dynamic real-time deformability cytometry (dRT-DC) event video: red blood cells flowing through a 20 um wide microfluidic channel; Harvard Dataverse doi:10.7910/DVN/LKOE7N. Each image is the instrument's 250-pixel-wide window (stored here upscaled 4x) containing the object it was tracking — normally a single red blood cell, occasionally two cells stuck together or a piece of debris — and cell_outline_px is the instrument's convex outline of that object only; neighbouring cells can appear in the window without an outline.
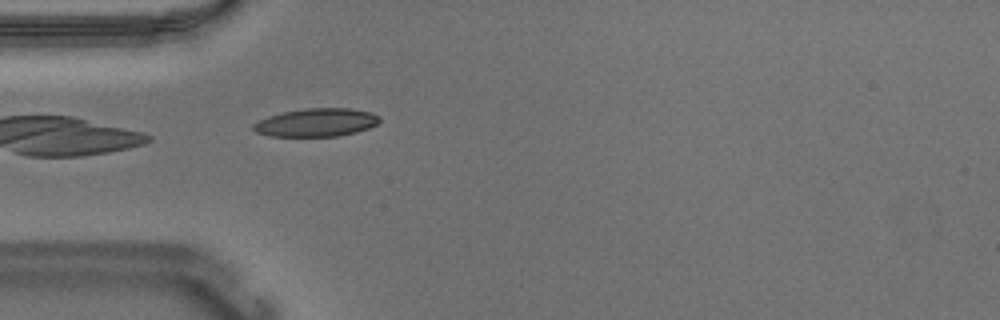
{"species": "Egyptian fruit bat (a non-hibernating species)", "species_latin": "Rousettus aegyptiacus", "temperature_condition": "warm", "stored_images_in_passage": 10, "camera_frame_rate_fps": 3000, "um_per_image_px": 0.085, "animal": {"sex": "male"}, "frame": {"image": 1, "passage_image": 1, "time_ms": 0.0, "image_size_px": [1000, 320], "cell_outline_px": [[380, 120], [376, 124], [368, 128], [356, 132], [336, 136], [268, 136], [256, 132], [252, 128], [252, 124], [268, 116], [284, 112], [304, 108], [348, 108], [372, 112], [380, 116]], "centroid_in_image_um": [26.88, 10.41], "position_along_channel_um": 58.1, "area_um2": 20.69}}